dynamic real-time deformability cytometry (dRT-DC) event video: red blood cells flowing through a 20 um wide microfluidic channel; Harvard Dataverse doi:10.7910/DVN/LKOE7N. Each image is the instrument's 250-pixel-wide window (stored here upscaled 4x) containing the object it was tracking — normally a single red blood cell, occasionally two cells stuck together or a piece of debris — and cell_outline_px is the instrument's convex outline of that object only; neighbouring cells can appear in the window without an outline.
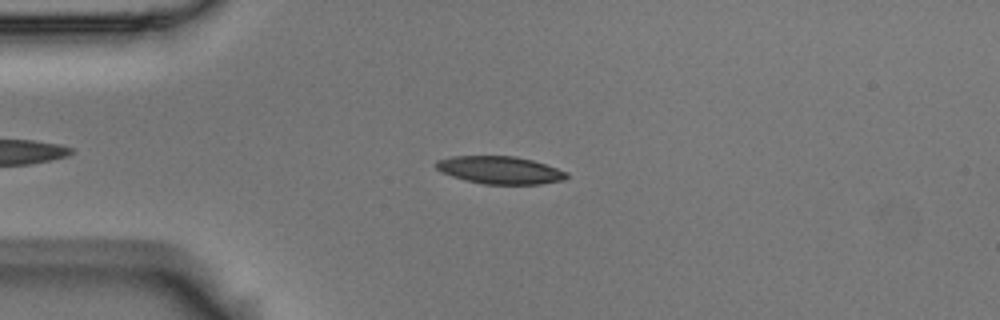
{"species": "Egyptian fruit bat (a non-hibernating species)", "species_latin": "Rousettus aegyptiacus", "temperature_condition": "room temperature", "stored_images_in_passage": 10, "camera_frame_rate_fps": 3000, "um_per_image_px": 0.085, "animal": {"sex": "male"}, "frame": {"image": 1, "passage_image": 1, "time_ms": 0.0, "image_size_px": [1000, 320], "cell_outline_px": [[568, 176], [564, 180], [540, 184], [484, 184], [464, 180], [440, 172], [436, 168], [436, 160], [452, 156], [516, 156], [532, 160], [568, 172]], "centroid_in_image_um": [42.47, 14.46], "position_along_channel_um": 42.5, "area_um2": 21.04}}
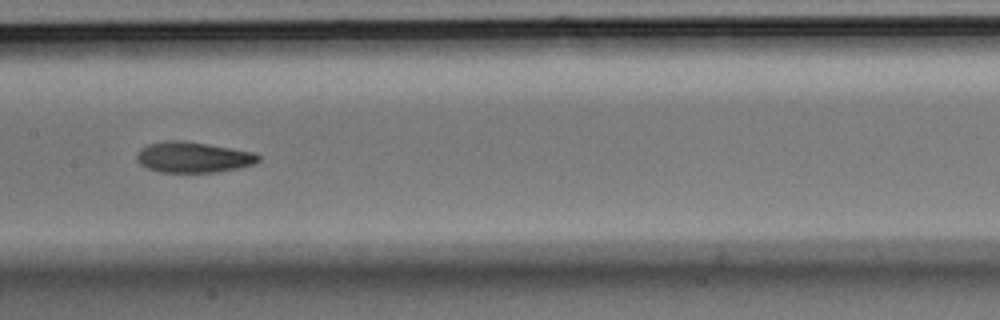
{"frame": {"image": 2, "passage_image": 5, "time_ms": 1.333, "image_size_px": [1000, 320], "cell_outline_px": [[260, 160], [256, 164], [240, 168], [220, 172], [160, 172], [148, 168], [140, 164], [136, 160], [136, 156], [140, 148], [148, 144], [168, 140], [180, 140], [208, 144], [232, 148], [252, 152], [260, 156]], "centroid_in_image_um": [16.43, 13.37], "position_along_channel_um": 191.0, "area_um2": 21.91}}
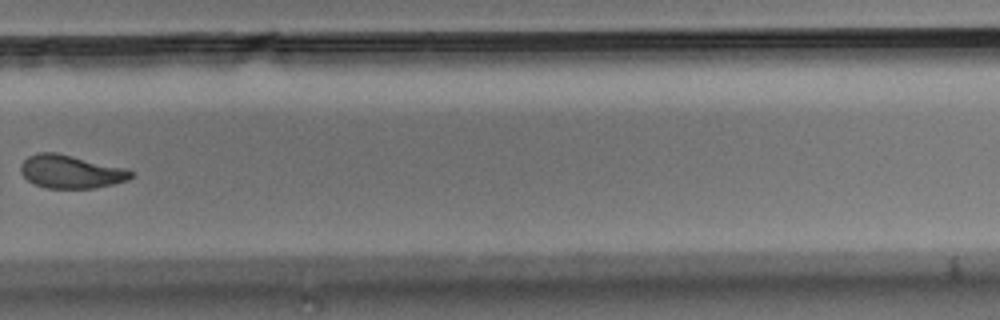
{"frame": {"image": 3, "passage_image": 8, "time_ms": 2.333, "image_size_px": [1000, 320], "cell_outline_px": [[136, 172], [128, 180], [96, 188], [48, 188], [36, 184], [28, 180], [20, 172], [20, 164], [28, 156], [36, 152], [56, 152], [124, 168]], "centroid_in_image_um": [6.01, 14.58], "position_along_channel_um": 323.8, "area_um2": 21.27}}